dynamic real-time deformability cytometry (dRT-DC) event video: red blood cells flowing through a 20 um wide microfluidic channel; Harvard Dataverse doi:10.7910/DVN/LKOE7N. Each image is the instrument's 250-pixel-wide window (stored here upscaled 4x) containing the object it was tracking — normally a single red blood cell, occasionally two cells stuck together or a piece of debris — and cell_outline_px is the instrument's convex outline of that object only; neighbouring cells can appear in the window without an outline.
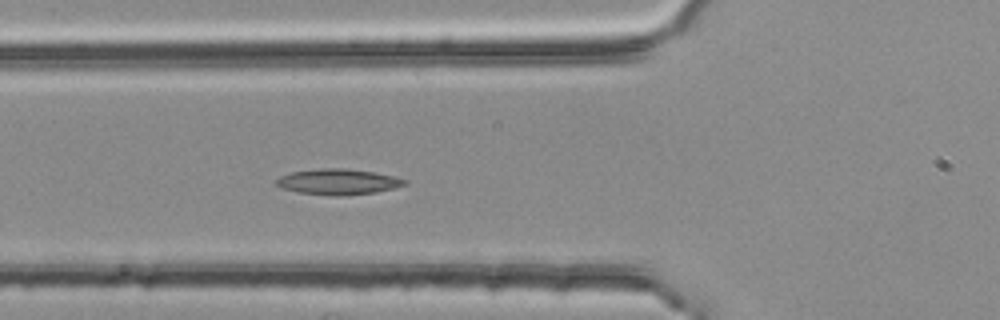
{"species": "common noctule bat (a hibernating species)", "species_latin": "Nyctalus noctula", "temperature_condition": "room temperature", "stored_images_in_passage": 6, "camera_frame_rate_fps": 3000, "um_per_image_px": 0.085, "animal": {"sex": "female", "body_mass_g": 25.1}, "frame": {"image": 1, "passage_image": 6, "time_ms": 1.667, "image_size_px": [1000, 320], "cell_outline_px": [[408, 184], [376, 192], [336, 196], [300, 192], [280, 188], [276, 184], [276, 180], [280, 176], [288, 172], [320, 168], [348, 168], [372, 172], [392, 176], [408, 180]], "centroid_in_image_um": [28.71, 15.44], "position_along_channel_um": 97.1, "area_um2": 19.13}}